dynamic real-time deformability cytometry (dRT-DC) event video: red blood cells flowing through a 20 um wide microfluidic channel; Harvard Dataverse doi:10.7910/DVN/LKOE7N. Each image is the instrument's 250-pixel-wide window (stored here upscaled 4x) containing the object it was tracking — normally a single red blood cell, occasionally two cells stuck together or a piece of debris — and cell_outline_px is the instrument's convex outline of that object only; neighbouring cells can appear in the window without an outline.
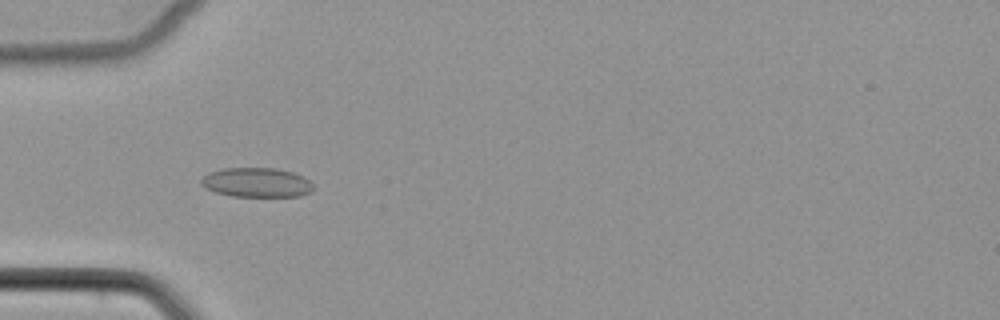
{"species": "common noctule bat (a hibernating species)", "species_latin": "Nyctalus noctula", "temperature_condition": "cold", "stored_images_in_passage": 53, "camera_frame_rate_fps": 3000, "um_per_image_px": 0.085, "animal": {"sex": "female", "body_mass_g": 22.7, "forearm_length_mm": 54.2}, "frame": {"image": 1, "passage_image": 18, "time_ms": 5.667, "image_size_px": [1000, 320], "cell_outline_px": [[316, 188], [312, 192], [300, 196], [232, 196], [216, 192], [204, 188], [200, 184], [200, 180], [208, 172], [224, 168], [276, 168], [292, 172], [304, 176]], "centroid_in_image_um": [21.82, 15.51], "position_along_channel_um": 63.2, "area_um2": 19.42}}
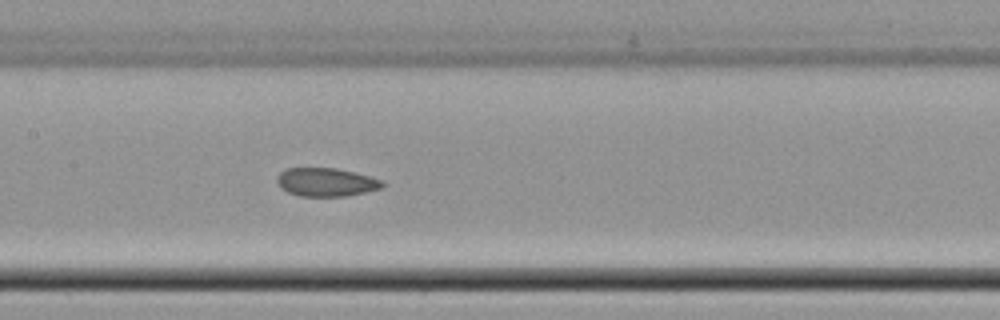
{"frame": {"image": 2, "passage_image": 27, "time_ms": 8.667, "image_size_px": [1000, 320], "cell_outline_px": [[384, 184], [380, 188], [364, 192], [344, 196], [300, 196], [288, 192], [280, 188], [276, 180], [276, 176], [284, 168], [336, 168], [384, 180]], "centroid_in_image_um": [27.66, 15.47], "position_along_channel_um": 179.7, "area_um2": 17.4}}
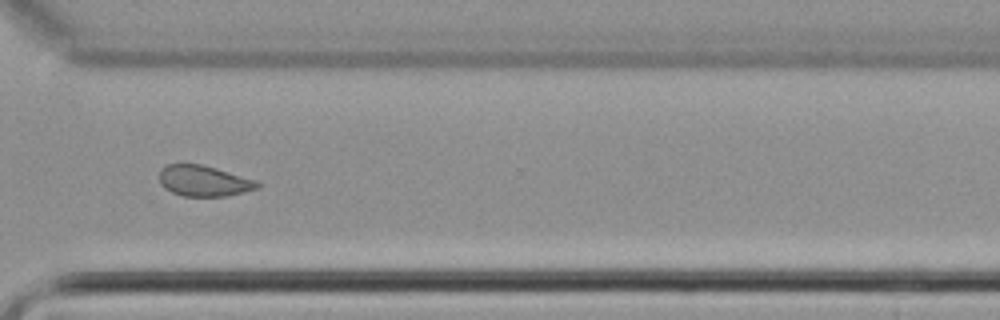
{"frame": {"image": 3, "passage_image": 40, "time_ms": 13.0, "image_size_px": [1000, 320], "cell_outline_px": [[260, 188], [228, 196], [184, 196], [172, 192], [164, 188], [160, 184], [160, 168], [168, 164], [200, 164], [216, 168], [256, 180], [260, 184]], "centroid_in_image_um": [17.33, 15.38], "position_along_channel_um": 353.3, "area_um2": 17.63}}